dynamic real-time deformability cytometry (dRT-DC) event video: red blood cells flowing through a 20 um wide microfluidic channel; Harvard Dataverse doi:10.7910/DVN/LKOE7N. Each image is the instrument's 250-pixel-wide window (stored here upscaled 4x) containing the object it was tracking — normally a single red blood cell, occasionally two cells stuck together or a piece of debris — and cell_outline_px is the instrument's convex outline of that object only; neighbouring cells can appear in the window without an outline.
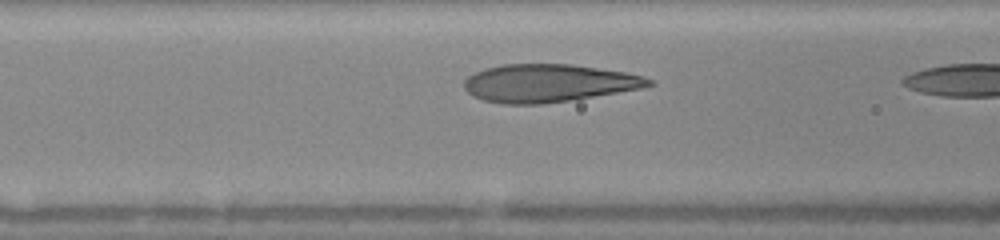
{"species": "human", "species_latin": "Homo sapiens", "temperature_condition": "warm", "stored_images_in_passage": 8, "camera_frame_rate_fps": 3000, "um_per_image_px": 0.085, "donor": {"sex": "female"}, "frame": {"image": 1, "passage_image": 7, "time_ms": 2.0, "image_size_px": [1000, 240], "cell_outline_px": [[656, 84], [640, 88], [568, 100], [540, 104], [500, 104], [484, 100], [472, 96], [464, 88], [464, 80], [468, 76], [484, 68], [504, 64], [572, 64], [624, 72], [644, 76], [652, 80]], "centroid_in_image_um": [46.58, 7.06], "position_along_channel_um": 120.0, "area_um2": 40.46}}